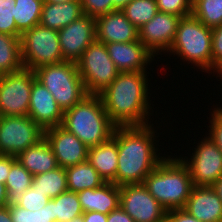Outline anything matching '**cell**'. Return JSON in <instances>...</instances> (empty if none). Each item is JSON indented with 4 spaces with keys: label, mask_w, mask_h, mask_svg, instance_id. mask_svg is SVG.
I'll use <instances>...</instances> for the list:
<instances>
[{
    "label": "cell",
    "mask_w": 222,
    "mask_h": 222,
    "mask_svg": "<svg viewBox=\"0 0 222 222\" xmlns=\"http://www.w3.org/2000/svg\"><path fill=\"white\" fill-rule=\"evenodd\" d=\"M208 138L222 151V107L211 111Z\"/></svg>",
    "instance_id": "obj_37"
},
{
    "label": "cell",
    "mask_w": 222,
    "mask_h": 222,
    "mask_svg": "<svg viewBox=\"0 0 222 222\" xmlns=\"http://www.w3.org/2000/svg\"><path fill=\"white\" fill-rule=\"evenodd\" d=\"M109 57L120 72H143L155 57L140 40L105 44ZM149 63V64H148Z\"/></svg>",
    "instance_id": "obj_17"
},
{
    "label": "cell",
    "mask_w": 222,
    "mask_h": 222,
    "mask_svg": "<svg viewBox=\"0 0 222 222\" xmlns=\"http://www.w3.org/2000/svg\"><path fill=\"white\" fill-rule=\"evenodd\" d=\"M61 53L64 61L77 62L86 48L96 41V21L82 15L58 31Z\"/></svg>",
    "instance_id": "obj_13"
},
{
    "label": "cell",
    "mask_w": 222,
    "mask_h": 222,
    "mask_svg": "<svg viewBox=\"0 0 222 222\" xmlns=\"http://www.w3.org/2000/svg\"><path fill=\"white\" fill-rule=\"evenodd\" d=\"M184 209L201 222H222V201L211 186H193Z\"/></svg>",
    "instance_id": "obj_19"
},
{
    "label": "cell",
    "mask_w": 222,
    "mask_h": 222,
    "mask_svg": "<svg viewBox=\"0 0 222 222\" xmlns=\"http://www.w3.org/2000/svg\"><path fill=\"white\" fill-rule=\"evenodd\" d=\"M216 70V71H215ZM216 72L217 74H219L217 77H221L222 78V61L214 68L213 73Z\"/></svg>",
    "instance_id": "obj_47"
},
{
    "label": "cell",
    "mask_w": 222,
    "mask_h": 222,
    "mask_svg": "<svg viewBox=\"0 0 222 222\" xmlns=\"http://www.w3.org/2000/svg\"><path fill=\"white\" fill-rule=\"evenodd\" d=\"M10 207L11 219L13 222H53L52 221V199L45 207L38 211L26 210L16 203L8 205Z\"/></svg>",
    "instance_id": "obj_32"
},
{
    "label": "cell",
    "mask_w": 222,
    "mask_h": 222,
    "mask_svg": "<svg viewBox=\"0 0 222 222\" xmlns=\"http://www.w3.org/2000/svg\"><path fill=\"white\" fill-rule=\"evenodd\" d=\"M44 138V130L29 116H0V155L17 156Z\"/></svg>",
    "instance_id": "obj_10"
},
{
    "label": "cell",
    "mask_w": 222,
    "mask_h": 222,
    "mask_svg": "<svg viewBox=\"0 0 222 222\" xmlns=\"http://www.w3.org/2000/svg\"><path fill=\"white\" fill-rule=\"evenodd\" d=\"M152 127L148 124L114 129L113 137L117 140L118 150L117 186L142 184L165 158L160 157V153L158 155L155 140L158 136Z\"/></svg>",
    "instance_id": "obj_1"
},
{
    "label": "cell",
    "mask_w": 222,
    "mask_h": 222,
    "mask_svg": "<svg viewBox=\"0 0 222 222\" xmlns=\"http://www.w3.org/2000/svg\"><path fill=\"white\" fill-rule=\"evenodd\" d=\"M194 149L189 160L179 158L188 167L193 186H212L222 176V151L207 136Z\"/></svg>",
    "instance_id": "obj_11"
},
{
    "label": "cell",
    "mask_w": 222,
    "mask_h": 222,
    "mask_svg": "<svg viewBox=\"0 0 222 222\" xmlns=\"http://www.w3.org/2000/svg\"><path fill=\"white\" fill-rule=\"evenodd\" d=\"M8 200H7V191L4 183L0 182V207L7 206Z\"/></svg>",
    "instance_id": "obj_44"
},
{
    "label": "cell",
    "mask_w": 222,
    "mask_h": 222,
    "mask_svg": "<svg viewBox=\"0 0 222 222\" xmlns=\"http://www.w3.org/2000/svg\"><path fill=\"white\" fill-rule=\"evenodd\" d=\"M50 200L49 197L37 190V188L29 187L15 202L18 206L30 210L38 211L42 207H45L47 202Z\"/></svg>",
    "instance_id": "obj_34"
},
{
    "label": "cell",
    "mask_w": 222,
    "mask_h": 222,
    "mask_svg": "<svg viewBox=\"0 0 222 222\" xmlns=\"http://www.w3.org/2000/svg\"><path fill=\"white\" fill-rule=\"evenodd\" d=\"M65 171L68 191L71 192L78 193L85 189L99 188L106 183L88 161L67 167Z\"/></svg>",
    "instance_id": "obj_24"
},
{
    "label": "cell",
    "mask_w": 222,
    "mask_h": 222,
    "mask_svg": "<svg viewBox=\"0 0 222 222\" xmlns=\"http://www.w3.org/2000/svg\"><path fill=\"white\" fill-rule=\"evenodd\" d=\"M120 207L135 222H165L167 210L142 184L120 186Z\"/></svg>",
    "instance_id": "obj_12"
},
{
    "label": "cell",
    "mask_w": 222,
    "mask_h": 222,
    "mask_svg": "<svg viewBox=\"0 0 222 222\" xmlns=\"http://www.w3.org/2000/svg\"><path fill=\"white\" fill-rule=\"evenodd\" d=\"M113 7L116 10H122L126 5H128L132 0H112Z\"/></svg>",
    "instance_id": "obj_46"
},
{
    "label": "cell",
    "mask_w": 222,
    "mask_h": 222,
    "mask_svg": "<svg viewBox=\"0 0 222 222\" xmlns=\"http://www.w3.org/2000/svg\"><path fill=\"white\" fill-rule=\"evenodd\" d=\"M15 15L17 25V37L40 22L43 0H15Z\"/></svg>",
    "instance_id": "obj_27"
},
{
    "label": "cell",
    "mask_w": 222,
    "mask_h": 222,
    "mask_svg": "<svg viewBox=\"0 0 222 222\" xmlns=\"http://www.w3.org/2000/svg\"><path fill=\"white\" fill-rule=\"evenodd\" d=\"M32 180L33 175L16 160L5 182L8 204L15 203L31 187Z\"/></svg>",
    "instance_id": "obj_29"
},
{
    "label": "cell",
    "mask_w": 222,
    "mask_h": 222,
    "mask_svg": "<svg viewBox=\"0 0 222 222\" xmlns=\"http://www.w3.org/2000/svg\"><path fill=\"white\" fill-rule=\"evenodd\" d=\"M23 68L20 37L0 33V75L14 73Z\"/></svg>",
    "instance_id": "obj_25"
},
{
    "label": "cell",
    "mask_w": 222,
    "mask_h": 222,
    "mask_svg": "<svg viewBox=\"0 0 222 222\" xmlns=\"http://www.w3.org/2000/svg\"><path fill=\"white\" fill-rule=\"evenodd\" d=\"M83 212H100L108 215L120 206V186L106 182L99 188L77 193Z\"/></svg>",
    "instance_id": "obj_20"
},
{
    "label": "cell",
    "mask_w": 222,
    "mask_h": 222,
    "mask_svg": "<svg viewBox=\"0 0 222 222\" xmlns=\"http://www.w3.org/2000/svg\"><path fill=\"white\" fill-rule=\"evenodd\" d=\"M159 12L186 17L192 13V0H156Z\"/></svg>",
    "instance_id": "obj_35"
},
{
    "label": "cell",
    "mask_w": 222,
    "mask_h": 222,
    "mask_svg": "<svg viewBox=\"0 0 222 222\" xmlns=\"http://www.w3.org/2000/svg\"><path fill=\"white\" fill-rule=\"evenodd\" d=\"M44 138L50 144L60 167L67 168L87 161L88 146L61 125L45 130Z\"/></svg>",
    "instance_id": "obj_15"
},
{
    "label": "cell",
    "mask_w": 222,
    "mask_h": 222,
    "mask_svg": "<svg viewBox=\"0 0 222 222\" xmlns=\"http://www.w3.org/2000/svg\"><path fill=\"white\" fill-rule=\"evenodd\" d=\"M213 70L222 61V25L212 28Z\"/></svg>",
    "instance_id": "obj_38"
},
{
    "label": "cell",
    "mask_w": 222,
    "mask_h": 222,
    "mask_svg": "<svg viewBox=\"0 0 222 222\" xmlns=\"http://www.w3.org/2000/svg\"><path fill=\"white\" fill-rule=\"evenodd\" d=\"M82 6L83 15L97 18L116 9L112 0H79Z\"/></svg>",
    "instance_id": "obj_36"
},
{
    "label": "cell",
    "mask_w": 222,
    "mask_h": 222,
    "mask_svg": "<svg viewBox=\"0 0 222 222\" xmlns=\"http://www.w3.org/2000/svg\"><path fill=\"white\" fill-rule=\"evenodd\" d=\"M82 15L83 11L79 0L63 3L44 2L39 24L59 31Z\"/></svg>",
    "instance_id": "obj_22"
},
{
    "label": "cell",
    "mask_w": 222,
    "mask_h": 222,
    "mask_svg": "<svg viewBox=\"0 0 222 222\" xmlns=\"http://www.w3.org/2000/svg\"><path fill=\"white\" fill-rule=\"evenodd\" d=\"M96 41L104 44L139 40L138 29L126 18L122 10L111 11L95 18Z\"/></svg>",
    "instance_id": "obj_18"
},
{
    "label": "cell",
    "mask_w": 222,
    "mask_h": 222,
    "mask_svg": "<svg viewBox=\"0 0 222 222\" xmlns=\"http://www.w3.org/2000/svg\"><path fill=\"white\" fill-rule=\"evenodd\" d=\"M16 159L33 176L59 167L52 148L45 138L19 153Z\"/></svg>",
    "instance_id": "obj_23"
},
{
    "label": "cell",
    "mask_w": 222,
    "mask_h": 222,
    "mask_svg": "<svg viewBox=\"0 0 222 222\" xmlns=\"http://www.w3.org/2000/svg\"><path fill=\"white\" fill-rule=\"evenodd\" d=\"M61 126L86 146L106 142L116 126L110 120L99 95L88 94L81 102L64 111Z\"/></svg>",
    "instance_id": "obj_4"
},
{
    "label": "cell",
    "mask_w": 222,
    "mask_h": 222,
    "mask_svg": "<svg viewBox=\"0 0 222 222\" xmlns=\"http://www.w3.org/2000/svg\"><path fill=\"white\" fill-rule=\"evenodd\" d=\"M35 72L20 71L0 75V116H28Z\"/></svg>",
    "instance_id": "obj_9"
},
{
    "label": "cell",
    "mask_w": 222,
    "mask_h": 222,
    "mask_svg": "<svg viewBox=\"0 0 222 222\" xmlns=\"http://www.w3.org/2000/svg\"><path fill=\"white\" fill-rule=\"evenodd\" d=\"M205 26L222 25V0H192V13Z\"/></svg>",
    "instance_id": "obj_30"
},
{
    "label": "cell",
    "mask_w": 222,
    "mask_h": 222,
    "mask_svg": "<svg viewBox=\"0 0 222 222\" xmlns=\"http://www.w3.org/2000/svg\"><path fill=\"white\" fill-rule=\"evenodd\" d=\"M168 52L176 54L184 62L195 64L202 72L205 70L212 74V28L205 26L192 14L182 17Z\"/></svg>",
    "instance_id": "obj_5"
},
{
    "label": "cell",
    "mask_w": 222,
    "mask_h": 222,
    "mask_svg": "<svg viewBox=\"0 0 222 222\" xmlns=\"http://www.w3.org/2000/svg\"><path fill=\"white\" fill-rule=\"evenodd\" d=\"M83 222H107V215L100 212H84Z\"/></svg>",
    "instance_id": "obj_42"
},
{
    "label": "cell",
    "mask_w": 222,
    "mask_h": 222,
    "mask_svg": "<svg viewBox=\"0 0 222 222\" xmlns=\"http://www.w3.org/2000/svg\"><path fill=\"white\" fill-rule=\"evenodd\" d=\"M211 187L222 201V176Z\"/></svg>",
    "instance_id": "obj_45"
},
{
    "label": "cell",
    "mask_w": 222,
    "mask_h": 222,
    "mask_svg": "<svg viewBox=\"0 0 222 222\" xmlns=\"http://www.w3.org/2000/svg\"><path fill=\"white\" fill-rule=\"evenodd\" d=\"M34 72L36 79L51 92L63 112L88 95L75 62L64 61L47 65Z\"/></svg>",
    "instance_id": "obj_6"
},
{
    "label": "cell",
    "mask_w": 222,
    "mask_h": 222,
    "mask_svg": "<svg viewBox=\"0 0 222 222\" xmlns=\"http://www.w3.org/2000/svg\"><path fill=\"white\" fill-rule=\"evenodd\" d=\"M181 18L179 15L158 11L149 22L138 29L139 40L154 56L162 51L168 52Z\"/></svg>",
    "instance_id": "obj_14"
},
{
    "label": "cell",
    "mask_w": 222,
    "mask_h": 222,
    "mask_svg": "<svg viewBox=\"0 0 222 222\" xmlns=\"http://www.w3.org/2000/svg\"><path fill=\"white\" fill-rule=\"evenodd\" d=\"M165 222H201L191 216L185 209L167 211Z\"/></svg>",
    "instance_id": "obj_39"
},
{
    "label": "cell",
    "mask_w": 222,
    "mask_h": 222,
    "mask_svg": "<svg viewBox=\"0 0 222 222\" xmlns=\"http://www.w3.org/2000/svg\"><path fill=\"white\" fill-rule=\"evenodd\" d=\"M107 222H135L120 206L107 215Z\"/></svg>",
    "instance_id": "obj_41"
},
{
    "label": "cell",
    "mask_w": 222,
    "mask_h": 222,
    "mask_svg": "<svg viewBox=\"0 0 222 222\" xmlns=\"http://www.w3.org/2000/svg\"><path fill=\"white\" fill-rule=\"evenodd\" d=\"M16 156L0 155V182H6L7 176L10 173L12 164L16 161Z\"/></svg>",
    "instance_id": "obj_40"
},
{
    "label": "cell",
    "mask_w": 222,
    "mask_h": 222,
    "mask_svg": "<svg viewBox=\"0 0 222 222\" xmlns=\"http://www.w3.org/2000/svg\"><path fill=\"white\" fill-rule=\"evenodd\" d=\"M44 2H49V3H63V2H69V1H74V0H43Z\"/></svg>",
    "instance_id": "obj_48"
},
{
    "label": "cell",
    "mask_w": 222,
    "mask_h": 222,
    "mask_svg": "<svg viewBox=\"0 0 222 222\" xmlns=\"http://www.w3.org/2000/svg\"><path fill=\"white\" fill-rule=\"evenodd\" d=\"M64 112L56 103L51 92L37 79L33 81L28 116L44 131L60 126Z\"/></svg>",
    "instance_id": "obj_16"
},
{
    "label": "cell",
    "mask_w": 222,
    "mask_h": 222,
    "mask_svg": "<svg viewBox=\"0 0 222 222\" xmlns=\"http://www.w3.org/2000/svg\"><path fill=\"white\" fill-rule=\"evenodd\" d=\"M83 210L77 193L66 191L57 197L52 198V221L69 222L80 215Z\"/></svg>",
    "instance_id": "obj_28"
},
{
    "label": "cell",
    "mask_w": 222,
    "mask_h": 222,
    "mask_svg": "<svg viewBox=\"0 0 222 222\" xmlns=\"http://www.w3.org/2000/svg\"><path fill=\"white\" fill-rule=\"evenodd\" d=\"M76 64L88 94L98 95L120 73L109 57L105 44L99 41L90 44Z\"/></svg>",
    "instance_id": "obj_8"
},
{
    "label": "cell",
    "mask_w": 222,
    "mask_h": 222,
    "mask_svg": "<svg viewBox=\"0 0 222 222\" xmlns=\"http://www.w3.org/2000/svg\"><path fill=\"white\" fill-rule=\"evenodd\" d=\"M31 186L45 193L50 199L57 197L68 191L65 168L59 166L51 171L34 175Z\"/></svg>",
    "instance_id": "obj_26"
},
{
    "label": "cell",
    "mask_w": 222,
    "mask_h": 222,
    "mask_svg": "<svg viewBox=\"0 0 222 222\" xmlns=\"http://www.w3.org/2000/svg\"><path fill=\"white\" fill-rule=\"evenodd\" d=\"M122 12L139 29L158 13L157 2L156 0H132L122 9Z\"/></svg>",
    "instance_id": "obj_31"
},
{
    "label": "cell",
    "mask_w": 222,
    "mask_h": 222,
    "mask_svg": "<svg viewBox=\"0 0 222 222\" xmlns=\"http://www.w3.org/2000/svg\"><path fill=\"white\" fill-rule=\"evenodd\" d=\"M143 184L165 210L184 209L193 188L188 167L180 158L165 157Z\"/></svg>",
    "instance_id": "obj_3"
},
{
    "label": "cell",
    "mask_w": 222,
    "mask_h": 222,
    "mask_svg": "<svg viewBox=\"0 0 222 222\" xmlns=\"http://www.w3.org/2000/svg\"><path fill=\"white\" fill-rule=\"evenodd\" d=\"M69 222H83V215H80L74 219H71Z\"/></svg>",
    "instance_id": "obj_49"
},
{
    "label": "cell",
    "mask_w": 222,
    "mask_h": 222,
    "mask_svg": "<svg viewBox=\"0 0 222 222\" xmlns=\"http://www.w3.org/2000/svg\"><path fill=\"white\" fill-rule=\"evenodd\" d=\"M146 73L147 71L120 72L114 81L98 94L116 127L144 126L151 123H148L152 108Z\"/></svg>",
    "instance_id": "obj_2"
},
{
    "label": "cell",
    "mask_w": 222,
    "mask_h": 222,
    "mask_svg": "<svg viewBox=\"0 0 222 222\" xmlns=\"http://www.w3.org/2000/svg\"><path fill=\"white\" fill-rule=\"evenodd\" d=\"M87 161L105 182L116 184L118 166L117 140L112 136L106 142L88 147Z\"/></svg>",
    "instance_id": "obj_21"
},
{
    "label": "cell",
    "mask_w": 222,
    "mask_h": 222,
    "mask_svg": "<svg viewBox=\"0 0 222 222\" xmlns=\"http://www.w3.org/2000/svg\"><path fill=\"white\" fill-rule=\"evenodd\" d=\"M0 222H13L11 219L10 207H0Z\"/></svg>",
    "instance_id": "obj_43"
},
{
    "label": "cell",
    "mask_w": 222,
    "mask_h": 222,
    "mask_svg": "<svg viewBox=\"0 0 222 222\" xmlns=\"http://www.w3.org/2000/svg\"><path fill=\"white\" fill-rule=\"evenodd\" d=\"M15 4V0H0V33L17 37Z\"/></svg>",
    "instance_id": "obj_33"
},
{
    "label": "cell",
    "mask_w": 222,
    "mask_h": 222,
    "mask_svg": "<svg viewBox=\"0 0 222 222\" xmlns=\"http://www.w3.org/2000/svg\"><path fill=\"white\" fill-rule=\"evenodd\" d=\"M21 58L24 68L36 69L64 62L58 31L41 24L21 34Z\"/></svg>",
    "instance_id": "obj_7"
}]
</instances>
